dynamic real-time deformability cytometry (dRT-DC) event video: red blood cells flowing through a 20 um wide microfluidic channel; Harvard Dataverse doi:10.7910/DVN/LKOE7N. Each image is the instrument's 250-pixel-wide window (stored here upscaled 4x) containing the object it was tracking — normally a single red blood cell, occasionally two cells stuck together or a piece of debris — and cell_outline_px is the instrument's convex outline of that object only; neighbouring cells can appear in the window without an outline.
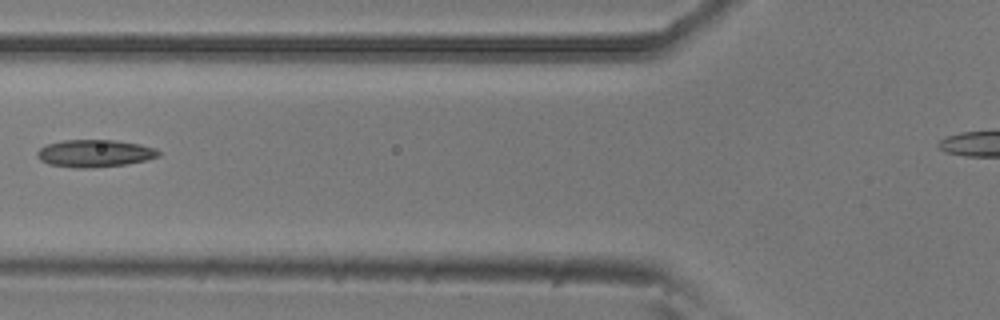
{"species": "common noctule bat (a hibernating species)", "species_latin": "Nyctalus noctula", "temperature_condition": "room temperature", "stored_images_in_passage": 4, "camera_frame_rate_fps": 3000, "um_per_image_px": 0.085, "animal": {"sex": "male", "body_mass_g": 20.5, "forearm_length_mm": 52.5}, "frame": {"image": 1, "passage_image": 4, "time_ms": 1.0, "image_size_px": [1000, 320], "cell_outline_px": [[160, 156], [148, 160], [124, 164], [88, 168], [76, 168], [48, 164], [40, 160], [36, 156], [36, 152], [44, 144], [64, 140], [116, 140], [140, 144], [156, 148], [160, 152]], "centroid_in_image_um": [8.03, 13.03], "position_along_channel_um": 117.8, "area_um2": 19.54}}